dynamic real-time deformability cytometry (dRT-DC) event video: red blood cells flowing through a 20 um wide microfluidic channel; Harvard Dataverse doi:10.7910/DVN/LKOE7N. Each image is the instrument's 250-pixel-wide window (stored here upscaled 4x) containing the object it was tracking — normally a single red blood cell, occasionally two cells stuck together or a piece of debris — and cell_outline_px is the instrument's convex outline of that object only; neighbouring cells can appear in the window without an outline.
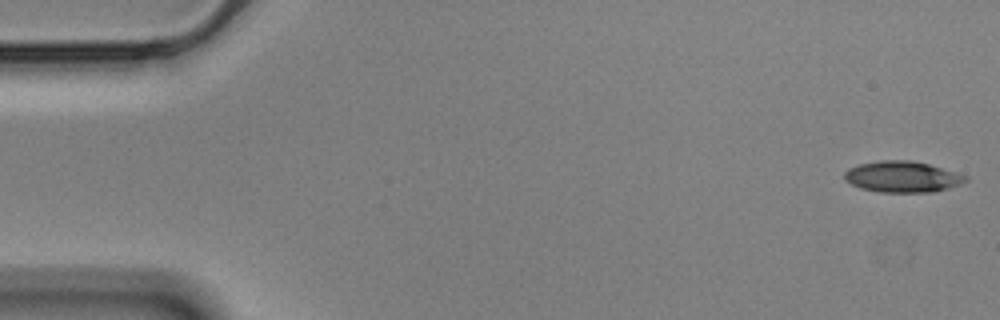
{"species": "Egyptian fruit bat (a non-hibernating species)", "species_latin": "Rousettus aegyptiacus", "temperature_condition": "cold", "stored_images_in_passage": 55, "camera_frame_rate_fps": 3000, "um_per_image_px": 0.085, "animal": {"sex": "male"}, "frame": {"image": 1, "passage_image": 1, "time_ms": 0.0, "image_size_px": [1000, 320], "cell_outline_px": [[968, 180], [960, 184], [948, 188], [932, 192], [880, 192], [860, 188], [844, 180], [844, 172], [848, 168], [860, 164], [880, 160], [912, 160], [928, 164], [968, 176]], "centroid_in_image_um": [76.68, 15.02], "position_along_channel_um": 8.3, "area_um2": 21.91}}
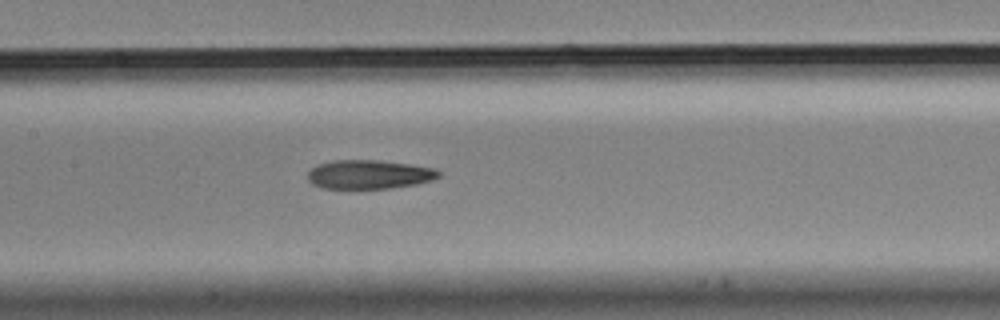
{"frame": {"image": 2, "passage_image": 26, "time_ms": 8.333, "image_size_px": [1000, 320], "cell_outline_px": [[440, 176], [432, 180], [416, 184], [388, 188], [320, 188], [312, 184], [308, 180], [308, 172], [316, 164], [332, 160], [380, 160], [436, 168], [440, 172]], "centroid_in_image_um": [31.35, 14.82], "position_along_channel_um": 176.0, "area_um2": 22.14}}
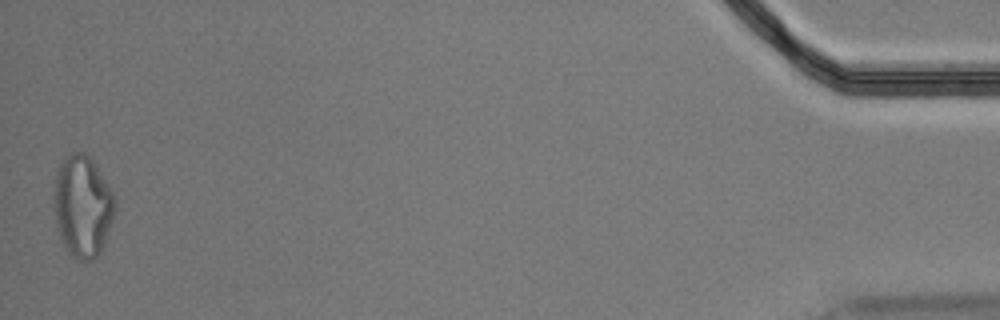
{"frame": {"image": 3, "passage_image": 55, "time_ms": 18.0, "image_size_px": [1000, 320], "cell_outline_px": [[116, 208], [104, 244], [100, 252], [92, 260], [76, 260], [68, 252], [60, 236], [56, 224], [52, 196], [52, 192], [56, 172], [64, 156], [72, 152], [84, 152], [96, 164], [112, 192], [116, 200]], "centroid_in_image_um": [7.0, 17.5], "position_along_channel_um": 428.2, "area_um2": 36.47}, "authors_computed_cell_mechanics": {"area_um2": 22.8888, "velocity_mm_per_s": 3.57, "shape_relaxation_time_tau1_ms": 6.8694, "shape_relaxation_time_tau2_ms": 7.6567, "deformation_change_tau1": 0.2025, "deformation_change_tau2": 0.2076}}